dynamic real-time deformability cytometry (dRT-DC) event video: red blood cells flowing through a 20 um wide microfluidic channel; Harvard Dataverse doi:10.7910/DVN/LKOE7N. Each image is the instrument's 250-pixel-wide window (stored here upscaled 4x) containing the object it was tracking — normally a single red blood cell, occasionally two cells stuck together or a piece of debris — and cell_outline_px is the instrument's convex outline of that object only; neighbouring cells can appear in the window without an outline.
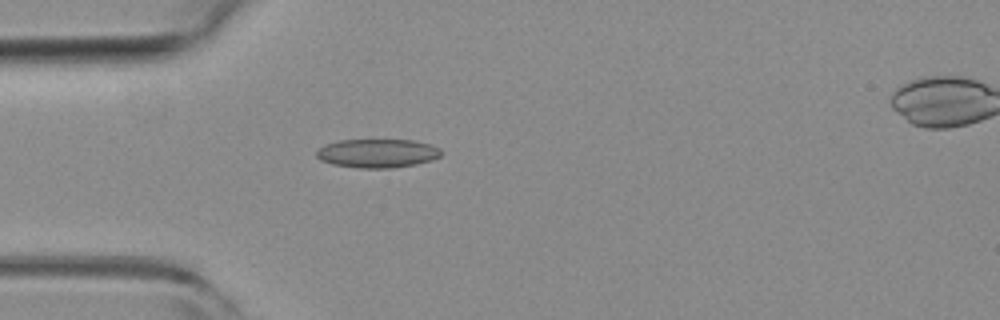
{"species": "common noctule bat (a hibernating species)", "species_latin": "Nyctalus noctula", "temperature_condition": "room temperature", "stored_images_in_passage": 6, "camera_frame_rate_fps": 3000, "um_per_image_px": 0.085, "animal": {"sex": "female", "body_mass_g": 19.3, "forearm_length_mm": 54.1}, "frame": {"image": 1, "passage_image": 5, "time_ms": 1.333, "image_size_px": [1000, 320], "cell_outline_px": [[444, 152], [440, 156], [432, 160], [416, 164], [392, 168], [360, 168], [332, 164], [320, 160], [316, 156], [316, 152], [324, 144], [340, 140], [412, 140], [432, 144], [440, 148]], "centroid_in_image_um": [32.11, 13.03], "position_along_channel_um": 52.9, "area_um2": 21.04}}